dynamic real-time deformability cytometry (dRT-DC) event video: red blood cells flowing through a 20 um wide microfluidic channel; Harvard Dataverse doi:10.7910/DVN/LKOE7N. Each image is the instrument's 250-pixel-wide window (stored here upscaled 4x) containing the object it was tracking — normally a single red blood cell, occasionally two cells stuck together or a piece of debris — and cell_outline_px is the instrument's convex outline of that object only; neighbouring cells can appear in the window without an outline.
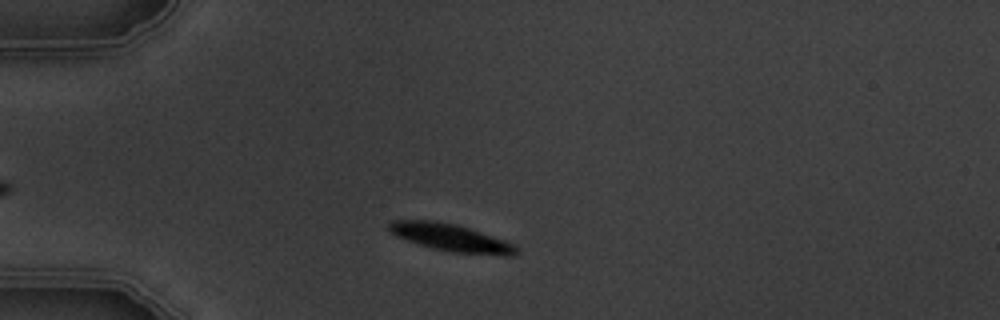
{"species": "common noctule bat (a hibernating species)", "species_latin": "Nyctalus noctula", "temperature_condition": "warm", "stored_images_in_passage": 2, "camera_frame_rate_fps": 3000, "um_per_image_px": 0.085, "animal": {"sex": "male", "body_mass_g": 19.5, "forearm_length_mm": 54.6}, "frame": {"image": 1, "passage_image": 1, "time_ms": 0.0, "image_size_px": [1000, 320], "cell_outline_px": [[520, 252], [516, 256], [504, 256], [448, 252], [432, 248], [396, 236], [388, 232], [388, 224], [392, 220], [432, 220], [456, 224], [516, 244], [520, 248]], "centroid_in_image_um": [38.39, 20.22], "position_along_channel_um": 46.6, "area_um2": 20.63}}